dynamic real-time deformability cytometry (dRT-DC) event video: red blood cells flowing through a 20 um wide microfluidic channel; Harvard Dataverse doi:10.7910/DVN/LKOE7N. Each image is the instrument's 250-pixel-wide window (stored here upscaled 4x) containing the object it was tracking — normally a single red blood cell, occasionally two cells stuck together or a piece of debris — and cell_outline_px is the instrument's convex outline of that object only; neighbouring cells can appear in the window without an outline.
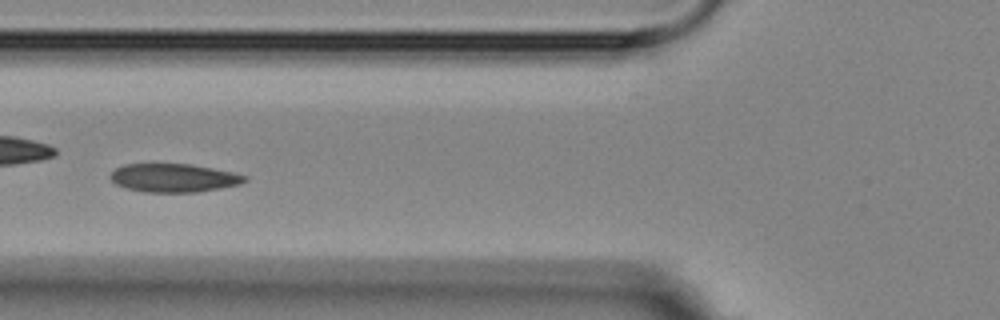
{"species": "Egyptian fruit bat (a non-hibernating species)", "species_latin": "Rousettus aegyptiacus", "temperature_condition": "room temperature", "stored_images_in_passage": 15, "camera_frame_rate_fps": 3000, "um_per_image_px": 0.085, "animal": {"sex": "female"}, "frame": {"image": 1, "passage_image": 6, "time_ms": 6.667, "image_size_px": [1000, 320], "cell_outline_px": [[248, 180], [240, 184], [220, 188], [196, 192], [144, 192], [124, 188], [116, 184], [108, 176], [116, 168], [124, 164], [192, 164], [232, 172], [248, 176]], "centroid_in_image_um": [14.76, 15.12], "position_along_channel_um": 111.0, "area_um2": 22.31}}
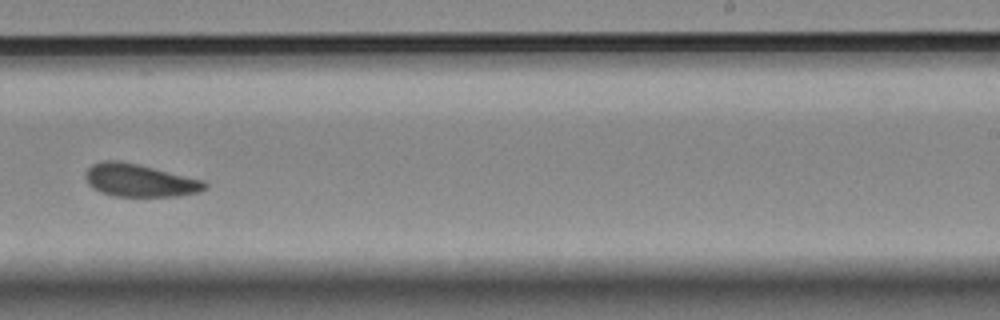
{"frame": {"image": 2, "passage_image": 10, "time_ms": 11.333, "image_size_px": [1000, 320], "cell_outline_px": [[208, 188], [200, 192], [176, 196], [112, 196], [100, 192], [92, 188], [88, 184], [84, 176], [84, 172], [92, 164], [104, 160], [116, 160], [136, 164], [204, 180], [208, 184]], "centroid_in_image_um": [11.85, 15.34], "position_along_channel_um": 277.2, "area_um2": 22.83}}
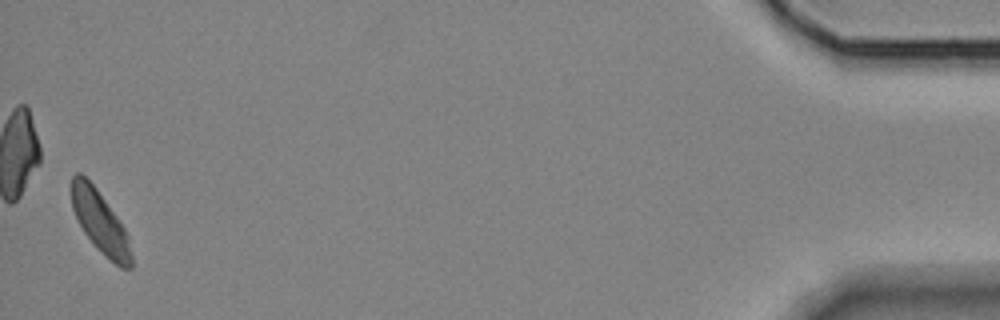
{"frame": {"image": 3, "passage_image": 15, "time_ms": 18.0, "image_size_px": [1000, 320], "cell_outline_px": [[132, 268], [120, 268], [96, 248], [84, 232], [72, 208], [72, 176], [76, 172], [80, 172], [96, 188], [116, 216], [124, 228], [128, 236], [132, 256]], "centroid_in_image_um": [8.52, 18.9], "position_along_channel_um": 426.7, "area_um2": 21.21}, "authors_computed_cell_mechanics": {"area_um2": 22.3686, "velocity_mm_per_s": 3.5753, "shape_relaxation_time_tau1_ms": 2.193, "shape_relaxation_time_tau2_ms": null, "deformation_change_tau1": 0.0725, "deformation_change_tau2": null}}